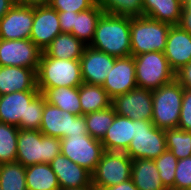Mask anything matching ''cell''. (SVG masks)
Here are the masks:
<instances>
[{
  "instance_id": "1",
  "label": "cell",
  "mask_w": 191,
  "mask_h": 190,
  "mask_svg": "<svg viewBox=\"0 0 191 190\" xmlns=\"http://www.w3.org/2000/svg\"><path fill=\"white\" fill-rule=\"evenodd\" d=\"M89 46L116 58L130 56V17L104 12Z\"/></svg>"
},
{
  "instance_id": "2",
  "label": "cell",
  "mask_w": 191,
  "mask_h": 190,
  "mask_svg": "<svg viewBox=\"0 0 191 190\" xmlns=\"http://www.w3.org/2000/svg\"><path fill=\"white\" fill-rule=\"evenodd\" d=\"M60 153V138L46 136L39 130H19L16 162L24 167L42 163L50 164Z\"/></svg>"
},
{
  "instance_id": "3",
  "label": "cell",
  "mask_w": 191,
  "mask_h": 190,
  "mask_svg": "<svg viewBox=\"0 0 191 190\" xmlns=\"http://www.w3.org/2000/svg\"><path fill=\"white\" fill-rule=\"evenodd\" d=\"M37 88L79 87L83 83L79 60L47 57L42 53L38 69Z\"/></svg>"
},
{
  "instance_id": "4",
  "label": "cell",
  "mask_w": 191,
  "mask_h": 190,
  "mask_svg": "<svg viewBox=\"0 0 191 190\" xmlns=\"http://www.w3.org/2000/svg\"><path fill=\"white\" fill-rule=\"evenodd\" d=\"M171 25L145 16L130 17L131 55L164 52Z\"/></svg>"
},
{
  "instance_id": "5",
  "label": "cell",
  "mask_w": 191,
  "mask_h": 190,
  "mask_svg": "<svg viewBox=\"0 0 191 190\" xmlns=\"http://www.w3.org/2000/svg\"><path fill=\"white\" fill-rule=\"evenodd\" d=\"M184 87L176 80L152 91L151 121L159 129L178 128Z\"/></svg>"
},
{
  "instance_id": "6",
  "label": "cell",
  "mask_w": 191,
  "mask_h": 190,
  "mask_svg": "<svg viewBox=\"0 0 191 190\" xmlns=\"http://www.w3.org/2000/svg\"><path fill=\"white\" fill-rule=\"evenodd\" d=\"M133 57L137 87L153 91L175 79V72L163 52H147Z\"/></svg>"
},
{
  "instance_id": "7",
  "label": "cell",
  "mask_w": 191,
  "mask_h": 190,
  "mask_svg": "<svg viewBox=\"0 0 191 190\" xmlns=\"http://www.w3.org/2000/svg\"><path fill=\"white\" fill-rule=\"evenodd\" d=\"M166 150L165 130L152 121L135 120V136L125 153L132 159H155Z\"/></svg>"
},
{
  "instance_id": "8",
  "label": "cell",
  "mask_w": 191,
  "mask_h": 190,
  "mask_svg": "<svg viewBox=\"0 0 191 190\" xmlns=\"http://www.w3.org/2000/svg\"><path fill=\"white\" fill-rule=\"evenodd\" d=\"M39 131L46 136L60 139L70 135L88 134L84 115L71 114L47 102L44 104Z\"/></svg>"
},
{
  "instance_id": "9",
  "label": "cell",
  "mask_w": 191,
  "mask_h": 190,
  "mask_svg": "<svg viewBox=\"0 0 191 190\" xmlns=\"http://www.w3.org/2000/svg\"><path fill=\"white\" fill-rule=\"evenodd\" d=\"M132 159L125 152L104 151L92 172V185L98 189L131 179Z\"/></svg>"
},
{
  "instance_id": "10",
  "label": "cell",
  "mask_w": 191,
  "mask_h": 190,
  "mask_svg": "<svg viewBox=\"0 0 191 190\" xmlns=\"http://www.w3.org/2000/svg\"><path fill=\"white\" fill-rule=\"evenodd\" d=\"M61 153L72 162L93 172L105 151L101 141L89 134L61 138Z\"/></svg>"
},
{
  "instance_id": "11",
  "label": "cell",
  "mask_w": 191,
  "mask_h": 190,
  "mask_svg": "<svg viewBox=\"0 0 191 190\" xmlns=\"http://www.w3.org/2000/svg\"><path fill=\"white\" fill-rule=\"evenodd\" d=\"M43 51L30 39H0V66H18L37 72Z\"/></svg>"
},
{
  "instance_id": "12",
  "label": "cell",
  "mask_w": 191,
  "mask_h": 190,
  "mask_svg": "<svg viewBox=\"0 0 191 190\" xmlns=\"http://www.w3.org/2000/svg\"><path fill=\"white\" fill-rule=\"evenodd\" d=\"M116 114L132 120L151 121L153 114L152 91L145 88L135 89L112 99Z\"/></svg>"
},
{
  "instance_id": "13",
  "label": "cell",
  "mask_w": 191,
  "mask_h": 190,
  "mask_svg": "<svg viewBox=\"0 0 191 190\" xmlns=\"http://www.w3.org/2000/svg\"><path fill=\"white\" fill-rule=\"evenodd\" d=\"M34 20V8L15 3L0 19V39H29Z\"/></svg>"
},
{
  "instance_id": "14",
  "label": "cell",
  "mask_w": 191,
  "mask_h": 190,
  "mask_svg": "<svg viewBox=\"0 0 191 190\" xmlns=\"http://www.w3.org/2000/svg\"><path fill=\"white\" fill-rule=\"evenodd\" d=\"M102 87L112 100L137 87L135 60L132 55L116 58L113 68L108 73Z\"/></svg>"
},
{
  "instance_id": "15",
  "label": "cell",
  "mask_w": 191,
  "mask_h": 190,
  "mask_svg": "<svg viewBox=\"0 0 191 190\" xmlns=\"http://www.w3.org/2000/svg\"><path fill=\"white\" fill-rule=\"evenodd\" d=\"M116 57L86 46L79 59L84 83L103 85L113 68Z\"/></svg>"
},
{
  "instance_id": "16",
  "label": "cell",
  "mask_w": 191,
  "mask_h": 190,
  "mask_svg": "<svg viewBox=\"0 0 191 190\" xmlns=\"http://www.w3.org/2000/svg\"><path fill=\"white\" fill-rule=\"evenodd\" d=\"M58 11L51 6L34 8V20L30 40L42 51L61 34Z\"/></svg>"
},
{
  "instance_id": "17",
  "label": "cell",
  "mask_w": 191,
  "mask_h": 190,
  "mask_svg": "<svg viewBox=\"0 0 191 190\" xmlns=\"http://www.w3.org/2000/svg\"><path fill=\"white\" fill-rule=\"evenodd\" d=\"M50 165L57 176L61 190L84 188L92 185V173L72 162L62 153L57 155Z\"/></svg>"
},
{
  "instance_id": "18",
  "label": "cell",
  "mask_w": 191,
  "mask_h": 190,
  "mask_svg": "<svg viewBox=\"0 0 191 190\" xmlns=\"http://www.w3.org/2000/svg\"><path fill=\"white\" fill-rule=\"evenodd\" d=\"M164 55L171 69L176 73L191 62V34L179 25H172L168 31Z\"/></svg>"
},
{
  "instance_id": "19",
  "label": "cell",
  "mask_w": 191,
  "mask_h": 190,
  "mask_svg": "<svg viewBox=\"0 0 191 190\" xmlns=\"http://www.w3.org/2000/svg\"><path fill=\"white\" fill-rule=\"evenodd\" d=\"M16 91H39L36 71L26 67L0 66V95Z\"/></svg>"
},
{
  "instance_id": "20",
  "label": "cell",
  "mask_w": 191,
  "mask_h": 190,
  "mask_svg": "<svg viewBox=\"0 0 191 190\" xmlns=\"http://www.w3.org/2000/svg\"><path fill=\"white\" fill-rule=\"evenodd\" d=\"M40 91L13 92L0 95V122L18 126L26 120L27 106Z\"/></svg>"
},
{
  "instance_id": "21",
  "label": "cell",
  "mask_w": 191,
  "mask_h": 190,
  "mask_svg": "<svg viewBox=\"0 0 191 190\" xmlns=\"http://www.w3.org/2000/svg\"><path fill=\"white\" fill-rule=\"evenodd\" d=\"M135 136V120L116 114L101 143L105 151L125 152Z\"/></svg>"
},
{
  "instance_id": "22",
  "label": "cell",
  "mask_w": 191,
  "mask_h": 190,
  "mask_svg": "<svg viewBox=\"0 0 191 190\" xmlns=\"http://www.w3.org/2000/svg\"><path fill=\"white\" fill-rule=\"evenodd\" d=\"M131 180L138 190H167L153 159L132 160Z\"/></svg>"
},
{
  "instance_id": "23",
  "label": "cell",
  "mask_w": 191,
  "mask_h": 190,
  "mask_svg": "<svg viewBox=\"0 0 191 190\" xmlns=\"http://www.w3.org/2000/svg\"><path fill=\"white\" fill-rule=\"evenodd\" d=\"M86 46L71 33H61L52 40L43 53L55 59L79 60Z\"/></svg>"
},
{
  "instance_id": "24",
  "label": "cell",
  "mask_w": 191,
  "mask_h": 190,
  "mask_svg": "<svg viewBox=\"0 0 191 190\" xmlns=\"http://www.w3.org/2000/svg\"><path fill=\"white\" fill-rule=\"evenodd\" d=\"M143 16L172 25H178L183 5L178 0H142Z\"/></svg>"
},
{
  "instance_id": "25",
  "label": "cell",
  "mask_w": 191,
  "mask_h": 190,
  "mask_svg": "<svg viewBox=\"0 0 191 190\" xmlns=\"http://www.w3.org/2000/svg\"><path fill=\"white\" fill-rule=\"evenodd\" d=\"M47 103L74 115H82L79 87H55L39 89Z\"/></svg>"
},
{
  "instance_id": "26",
  "label": "cell",
  "mask_w": 191,
  "mask_h": 190,
  "mask_svg": "<svg viewBox=\"0 0 191 190\" xmlns=\"http://www.w3.org/2000/svg\"><path fill=\"white\" fill-rule=\"evenodd\" d=\"M104 13L97 2L91 8L79 12L75 16L74 27L71 34L89 46L92 42L99 18Z\"/></svg>"
},
{
  "instance_id": "27",
  "label": "cell",
  "mask_w": 191,
  "mask_h": 190,
  "mask_svg": "<svg viewBox=\"0 0 191 190\" xmlns=\"http://www.w3.org/2000/svg\"><path fill=\"white\" fill-rule=\"evenodd\" d=\"M27 190H61L50 164H34L26 167Z\"/></svg>"
},
{
  "instance_id": "28",
  "label": "cell",
  "mask_w": 191,
  "mask_h": 190,
  "mask_svg": "<svg viewBox=\"0 0 191 190\" xmlns=\"http://www.w3.org/2000/svg\"><path fill=\"white\" fill-rule=\"evenodd\" d=\"M79 100L82 115L106 109L112 102L102 85L84 82L79 86Z\"/></svg>"
},
{
  "instance_id": "29",
  "label": "cell",
  "mask_w": 191,
  "mask_h": 190,
  "mask_svg": "<svg viewBox=\"0 0 191 190\" xmlns=\"http://www.w3.org/2000/svg\"><path fill=\"white\" fill-rule=\"evenodd\" d=\"M26 167L21 163L0 164V187L1 190H27Z\"/></svg>"
},
{
  "instance_id": "30",
  "label": "cell",
  "mask_w": 191,
  "mask_h": 190,
  "mask_svg": "<svg viewBox=\"0 0 191 190\" xmlns=\"http://www.w3.org/2000/svg\"><path fill=\"white\" fill-rule=\"evenodd\" d=\"M116 116L113 106L84 115L88 134L101 141Z\"/></svg>"
},
{
  "instance_id": "31",
  "label": "cell",
  "mask_w": 191,
  "mask_h": 190,
  "mask_svg": "<svg viewBox=\"0 0 191 190\" xmlns=\"http://www.w3.org/2000/svg\"><path fill=\"white\" fill-rule=\"evenodd\" d=\"M18 126L0 122V164L16 162Z\"/></svg>"
},
{
  "instance_id": "32",
  "label": "cell",
  "mask_w": 191,
  "mask_h": 190,
  "mask_svg": "<svg viewBox=\"0 0 191 190\" xmlns=\"http://www.w3.org/2000/svg\"><path fill=\"white\" fill-rule=\"evenodd\" d=\"M166 149L181 160L191 156V132L180 128L165 130Z\"/></svg>"
},
{
  "instance_id": "33",
  "label": "cell",
  "mask_w": 191,
  "mask_h": 190,
  "mask_svg": "<svg viewBox=\"0 0 191 190\" xmlns=\"http://www.w3.org/2000/svg\"><path fill=\"white\" fill-rule=\"evenodd\" d=\"M105 13L125 17L143 16L142 0H98Z\"/></svg>"
},
{
  "instance_id": "34",
  "label": "cell",
  "mask_w": 191,
  "mask_h": 190,
  "mask_svg": "<svg viewBox=\"0 0 191 190\" xmlns=\"http://www.w3.org/2000/svg\"><path fill=\"white\" fill-rule=\"evenodd\" d=\"M153 160L164 187L167 190H174L175 171L178 159L171 151L166 149L160 156Z\"/></svg>"
},
{
  "instance_id": "35",
  "label": "cell",
  "mask_w": 191,
  "mask_h": 190,
  "mask_svg": "<svg viewBox=\"0 0 191 190\" xmlns=\"http://www.w3.org/2000/svg\"><path fill=\"white\" fill-rule=\"evenodd\" d=\"M45 103L44 95L39 93L27 106L26 120H21L18 128L24 130H39Z\"/></svg>"
},
{
  "instance_id": "36",
  "label": "cell",
  "mask_w": 191,
  "mask_h": 190,
  "mask_svg": "<svg viewBox=\"0 0 191 190\" xmlns=\"http://www.w3.org/2000/svg\"><path fill=\"white\" fill-rule=\"evenodd\" d=\"M191 189V156L178 160L175 171L174 190Z\"/></svg>"
},
{
  "instance_id": "37",
  "label": "cell",
  "mask_w": 191,
  "mask_h": 190,
  "mask_svg": "<svg viewBox=\"0 0 191 190\" xmlns=\"http://www.w3.org/2000/svg\"><path fill=\"white\" fill-rule=\"evenodd\" d=\"M98 0H52L50 6L58 12H82L94 6Z\"/></svg>"
},
{
  "instance_id": "38",
  "label": "cell",
  "mask_w": 191,
  "mask_h": 190,
  "mask_svg": "<svg viewBox=\"0 0 191 190\" xmlns=\"http://www.w3.org/2000/svg\"><path fill=\"white\" fill-rule=\"evenodd\" d=\"M178 128L191 132V89L184 88Z\"/></svg>"
},
{
  "instance_id": "39",
  "label": "cell",
  "mask_w": 191,
  "mask_h": 190,
  "mask_svg": "<svg viewBox=\"0 0 191 190\" xmlns=\"http://www.w3.org/2000/svg\"><path fill=\"white\" fill-rule=\"evenodd\" d=\"M76 12H58V18L62 33H71L74 27Z\"/></svg>"
},
{
  "instance_id": "40",
  "label": "cell",
  "mask_w": 191,
  "mask_h": 190,
  "mask_svg": "<svg viewBox=\"0 0 191 190\" xmlns=\"http://www.w3.org/2000/svg\"><path fill=\"white\" fill-rule=\"evenodd\" d=\"M175 79L187 89H191V62L175 73Z\"/></svg>"
},
{
  "instance_id": "41",
  "label": "cell",
  "mask_w": 191,
  "mask_h": 190,
  "mask_svg": "<svg viewBox=\"0 0 191 190\" xmlns=\"http://www.w3.org/2000/svg\"><path fill=\"white\" fill-rule=\"evenodd\" d=\"M183 30L191 34V0L183 6L180 22L178 24Z\"/></svg>"
},
{
  "instance_id": "42",
  "label": "cell",
  "mask_w": 191,
  "mask_h": 190,
  "mask_svg": "<svg viewBox=\"0 0 191 190\" xmlns=\"http://www.w3.org/2000/svg\"><path fill=\"white\" fill-rule=\"evenodd\" d=\"M97 190H138L131 179L109 187L98 188Z\"/></svg>"
},
{
  "instance_id": "43",
  "label": "cell",
  "mask_w": 191,
  "mask_h": 190,
  "mask_svg": "<svg viewBox=\"0 0 191 190\" xmlns=\"http://www.w3.org/2000/svg\"><path fill=\"white\" fill-rule=\"evenodd\" d=\"M51 1L52 0H17L16 3L35 8L42 6H50Z\"/></svg>"
},
{
  "instance_id": "44",
  "label": "cell",
  "mask_w": 191,
  "mask_h": 190,
  "mask_svg": "<svg viewBox=\"0 0 191 190\" xmlns=\"http://www.w3.org/2000/svg\"><path fill=\"white\" fill-rule=\"evenodd\" d=\"M15 3V0H0V19L12 8Z\"/></svg>"
},
{
  "instance_id": "45",
  "label": "cell",
  "mask_w": 191,
  "mask_h": 190,
  "mask_svg": "<svg viewBox=\"0 0 191 190\" xmlns=\"http://www.w3.org/2000/svg\"><path fill=\"white\" fill-rule=\"evenodd\" d=\"M65 190H97L93 185L84 187V188H72V189H65Z\"/></svg>"
},
{
  "instance_id": "46",
  "label": "cell",
  "mask_w": 191,
  "mask_h": 190,
  "mask_svg": "<svg viewBox=\"0 0 191 190\" xmlns=\"http://www.w3.org/2000/svg\"><path fill=\"white\" fill-rule=\"evenodd\" d=\"M183 6H185L189 0H178Z\"/></svg>"
}]
</instances>
